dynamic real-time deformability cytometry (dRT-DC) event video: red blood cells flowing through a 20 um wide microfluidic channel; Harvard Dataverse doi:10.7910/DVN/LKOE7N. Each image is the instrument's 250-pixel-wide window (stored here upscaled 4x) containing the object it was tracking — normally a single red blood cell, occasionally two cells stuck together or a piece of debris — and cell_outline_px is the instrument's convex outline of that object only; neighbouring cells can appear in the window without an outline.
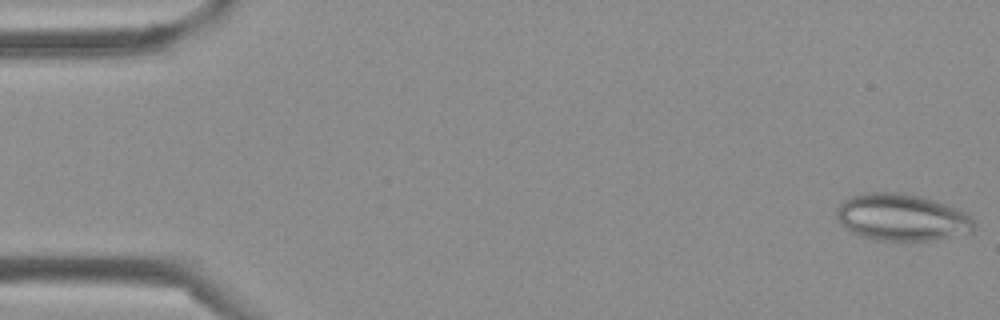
{"species": "Egyptian fruit bat (a non-hibernating species)", "species_latin": "Rousettus aegyptiacus", "temperature_condition": "cold", "stored_images_in_passage": 42, "camera_frame_rate_fps": 3000, "um_per_image_px": 0.085, "frame": {"image": 1, "passage_image": 1, "time_ms": 0.0, "image_size_px": [1000, 320], "cell_outline_px": [[976, 228], [972, 232], [932, 240], [876, 240], [852, 232], [844, 228], [840, 224], [836, 216], [836, 208], [848, 196], [864, 192], [900, 192], [920, 196], [936, 200], [956, 208], [964, 212], [976, 224]], "centroid_in_image_um": [76.62, 18.45], "position_along_channel_um": 8.4, "area_um2": 37.74}}
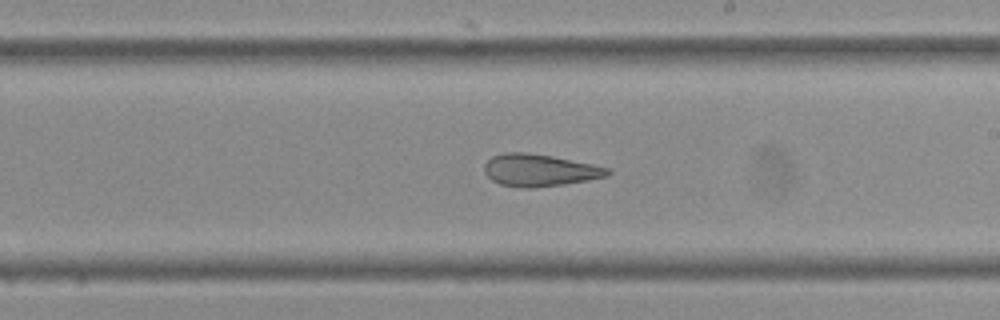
{"frame": {"image": 2, "passage_image": 24, "time_ms": 7.667, "image_size_px": [1000, 320], "cell_outline_px": [[612, 172], [608, 176], [588, 180], [564, 184], [532, 188], [520, 188], [500, 184], [492, 180], [484, 172], [484, 164], [492, 156], [504, 152], [528, 152], [552, 156], [592, 164], [608, 168]], "centroid_in_image_um": [45.84, 14.47], "position_along_channel_um": 243.2, "area_um2": 23.18}}
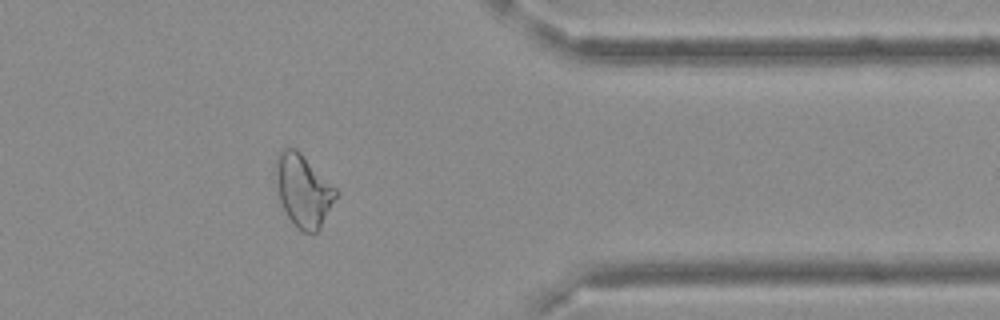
{"frame": {"image": 3, "passage_image": 34, "time_ms": 11.0, "image_size_px": [1000, 320], "cell_outline_px": [[340, 192], [320, 228], [316, 232], [300, 232], [288, 216], [280, 200], [276, 180], [276, 156], [284, 148], [296, 148]], "centroid_in_image_um": [25.8, 16.2], "position_along_channel_um": 385.6, "area_um2": 25.09}}